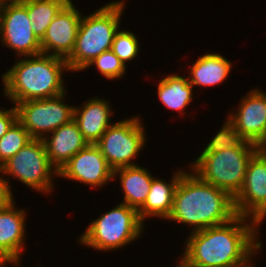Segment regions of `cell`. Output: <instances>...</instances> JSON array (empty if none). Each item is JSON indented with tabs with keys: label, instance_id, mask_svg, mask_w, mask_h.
<instances>
[{
	"label": "cell",
	"instance_id": "obj_6",
	"mask_svg": "<svg viewBox=\"0 0 266 267\" xmlns=\"http://www.w3.org/2000/svg\"><path fill=\"white\" fill-rule=\"evenodd\" d=\"M143 225L137 209L120 203L93 220L78 241L98 251L118 250L139 238Z\"/></svg>",
	"mask_w": 266,
	"mask_h": 267
},
{
	"label": "cell",
	"instance_id": "obj_30",
	"mask_svg": "<svg viewBox=\"0 0 266 267\" xmlns=\"http://www.w3.org/2000/svg\"><path fill=\"white\" fill-rule=\"evenodd\" d=\"M179 264H177V266L174 267H190L182 258L179 260Z\"/></svg>",
	"mask_w": 266,
	"mask_h": 267
},
{
	"label": "cell",
	"instance_id": "obj_25",
	"mask_svg": "<svg viewBox=\"0 0 266 267\" xmlns=\"http://www.w3.org/2000/svg\"><path fill=\"white\" fill-rule=\"evenodd\" d=\"M96 66L98 71L107 79H119L124 76L126 71L125 64L114 54L112 50L102 52L94 60H92L88 66Z\"/></svg>",
	"mask_w": 266,
	"mask_h": 267
},
{
	"label": "cell",
	"instance_id": "obj_14",
	"mask_svg": "<svg viewBox=\"0 0 266 267\" xmlns=\"http://www.w3.org/2000/svg\"><path fill=\"white\" fill-rule=\"evenodd\" d=\"M58 176L89 186L102 187L113 179V169L95 144L78 151L58 172Z\"/></svg>",
	"mask_w": 266,
	"mask_h": 267
},
{
	"label": "cell",
	"instance_id": "obj_11",
	"mask_svg": "<svg viewBox=\"0 0 266 267\" xmlns=\"http://www.w3.org/2000/svg\"><path fill=\"white\" fill-rule=\"evenodd\" d=\"M221 127L229 136L257 145L266 136V93L253 89Z\"/></svg>",
	"mask_w": 266,
	"mask_h": 267
},
{
	"label": "cell",
	"instance_id": "obj_20",
	"mask_svg": "<svg viewBox=\"0 0 266 267\" xmlns=\"http://www.w3.org/2000/svg\"><path fill=\"white\" fill-rule=\"evenodd\" d=\"M232 63L221 54L207 53L192 64L189 83L192 86H214L223 83L231 71Z\"/></svg>",
	"mask_w": 266,
	"mask_h": 267
},
{
	"label": "cell",
	"instance_id": "obj_16",
	"mask_svg": "<svg viewBox=\"0 0 266 267\" xmlns=\"http://www.w3.org/2000/svg\"><path fill=\"white\" fill-rule=\"evenodd\" d=\"M14 200L0 209V255L18 265L25 242V209H16Z\"/></svg>",
	"mask_w": 266,
	"mask_h": 267
},
{
	"label": "cell",
	"instance_id": "obj_29",
	"mask_svg": "<svg viewBox=\"0 0 266 267\" xmlns=\"http://www.w3.org/2000/svg\"><path fill=\"white\" fill-rule=\"evenodd\" d=\"M5 263H12V265H13V263H15V262L11 258L0 255V267L6 266L7 264H5Z\"/></svg>",
	"mask_w": 266,
	"mask_h": 267
},
{
	"label": "cell",
	"instance_id": "obj_13",
	"mask_svg": "<svg viewBox=\"0 0 266 267\" xmlns=\"http://www.w3.org/2000/svg\"><path fill=\"white\" fill-rule=\"evenodd\" d=\"M82 18L70 0L48 26L41 42L43 54L67 59L74 50Z\"/></svg>",
	"mask_w": 266,
	"mask_h": 267
},
{
	"label": "cell",
	"instance_id": "obj_2",
	"mask_svg": "<svg viewBox=\"0 0 266 267\" xmlns=\"http://www.w3.org/2000/svg\"><path fill=\"white\" fill-rule=\"evenodd\" d=\"M233 198L224 190L185 171L177 184L167 219L193 226L192 232L217 226L236 216Z\"/></svg>",
	"mask_w": 266,
	"mask_h": 267
},
{
	"label": "cell",
	"instance_id": "obj_23",
	"mask_svg": "<svg viewBox=\"0 0 266 267\" xmlns=\"http://www.w3.org/2000/svg\"><path fill=\"white\" fill-rule=\"evenodd\" d=\"M33 138L17 120L0 138V167Z\"/></svg>",
	"mask_w": 266,
	"mask_h": 267
},
{
	"label": "cell",
	"instance_id": "obj_9",
	"mask_svg": "<svg viewBox=\"0 0 266 267\" xmlns=\"http://www.w3.org/2000/svg\"><path fill=\"white\" fill-rule=\"evenodd\" d=\"M65 93L53 98L19 102L15 105L18 121L33 139H43L46 134L74 118V106L64 102Z\"/></svg>",
	"mask_w": 266,
	"mask_h": 267
},
{
	"label": "cell",
	"instance_id": "obj_17",
	"mask_svg": "<svg viewBox=\"0 0 266 267\" xmlns=\"http://www.w3.org/2000/svg\"><path fill=\"white\" fill-rule=\"evenodd\" d=\"M109 101L91 98L83 107H74V120L83 138L88 144H95L113 123L110 122L113 111Z\"/></svg>",
	"mask_w": 266,
	"mask_h": 267
},
{
	"label": "cell",
	"instance_id": "obj_21",
	"mask_svg": "<svg viewBox=\"0 0 266 267\" xmlns=\"http://www.w3.org/2000/svg\"><path fill=\"white\" fill-rule=\"evenodd\" d=\"M159 100L171 110L184 111L190 105L193 98V86L189 83L188 77L178 74H171L163 77L158 84ZM183 110V111H182Z\"/></svg>",
	"mask_w": 266,
	"mask_h": 267
},
{
	"label": "cell",
	"instance_id": "obj_8",
	"mask_svg": "<svg viewBox=\"0 0 266 267\" xmlns=\"http://www.w3.org/2000/svg\"><path fill=\"white\" fill-rule=\"evenodd\" d=\"M144 124L135 116L110 125L95 143L109 166L114 170L135 166L133 158L139 154L146 142Z\"/></svg>",
	"mask_w": 266,
	"mask_h": 267
},
{
	"label": "cell",
	"instance_id": "obj_4",
	"mask_svg": "<svg viewBox=\"0 0 266 267\" xmlns=\"http://www.w3.org/2000/svg\"><path fill=\"white\" fill-rule=\"evenodd\" d=\"M68 71L66 59L38 54L24 56L2 75L4 95L16 105L19 102L57 97L63 93V71Z\"/></svg>",
	"mask_w": 266,
	"mask_h": 267
},
{
	"label": "cell",
	"instance_id": "obj_31",
	"mask_svg": "<svg viewBox=\"0 0 266 267\" xmlns=\"http://www.w3.org/2000/svg\"><path fill=\"white\" fill-rule=\"evenodd\" d=\"M5 0H0V8L2 7Z\"/></svg>",
	"mask_w": 266,
	"mask_h": 267
},
{
	"label": "cell",
	"instance_id": "obj_10",
	"mask_svg": "<svg viewBox=\"0 0 266 267\" xmlns=\"http://www.w3.org/2000/svg\"><path fill=\"white\" fill-rule=\"evenodd\" d=\"M28 17L27 0H5L0 8L2 44L15 50L18 57L42 53L41 42L34 34Z\"/></svg>",
	"mask_w": 266,
	"mask_h": 267
},
{
	"label": "cell",
	"instance_id": "obj_3",
	"mask_svg": "<svg viewBox=\"0 0 266 267\" xmlns=\"http://www.w3.org/2000/svg\"><path fill=\"white\" fill-rule=\"evenodd\" d=\"M256 152L257 145L233 138L221 128L192 163L191 169L201 180L234 198L244 183L247 165Z\"/></svg>",
	"mask_w": 266,
	"mask_h": 267
},
{
	"label": "cell",
	"instance_id": "obj_7",
	"mask_svg": "<svg viewBox=\"0 0 266 267\" xmlns=\"http://www.w3.org/2000/svg\"><path fill=\"white\" fill-rule=\"evenodd\" d=\"M0 172L4 176L17 178L41 193H51L54 187L52 176L56 174L58 177V171L50 163L42 139H32L0 167Z\"/></svg>",
	"mask_w": 266,
	"mask_h": 267
},
{
	"label": "cell",
	"instance_id": "obj_18",
	"mask_svg": "<svg viewBox=\"0 0 266 267\" xmlns=\"http://www.w3.org/2000/svg\"><path fill=\"white\" fill-rule=\"evenodd\" d=\"M185 171L183 169L176 171L169 183L162 181V179L153 178L146 201L138 209V215L143 223L146 217L150 216L165 220L169 217L178 181Z\"/></svg>",
	"mask_w": 266,
	"mask_h": 267
},
{
	"label": "cell",
	"instance_id": "obj_15",
	"mask_svg": "<svg viewBox=\"0 0 266 267\" xmlns=\"http://www.w3.org/2000/svg\"><path fill=\"white\" fill-rule=\"evenodd\" d=\"M49 136L51 137L48 138ZM42 140L48 159L58 172L78 151L88 145L74 119L55 129Z\"/></svg>",
	"mask_w": 266,
	"mask_h": 267
},
{
	"label": "cell",
	"instance_id": "obj_24",
	"mask_svg": "<svg viewBox=\"0 0 266 267\" xmlns=\"http://www.w3.org/2000/svg\"><path fill=\"white\" fill-rule=\"evenodd\" d=\"M137 37L130 31L118 30L114 36L111 50L125 64L132 61L139 53Z\"/></svg>",
	"mask_w": 266,
	"mask_h": 267
},
{
	"label": "cell",
	"instance_id": "obj_28",
	"mask_svg": "<svg viewBox=\"0 0 266 267\" xmlns=\"http://www.w3.org/2000/svg\"><path fill=\"white\" fill-rule=\"evenodd\" d=\"M257 151L266 157V136L257 144Z\"/></svg>",
	"mask_w": 266,
	"mask_h": 267
},
{
	"label": "cell",
	"instance_id": "obj_1",
	"mask_svg": "<svg viewBox=\"0 0 266 267\" xmlns=\"http://www.w3.org/2000/svg\"><path fill=\"white\" fill-rule=\"evenodd\" d=\"M259 225L236 215L224 224L191 232L182 259L190 267H250L262 246L257 241Z\"/></svg>",
	"mask_w": 266,
	"mask_h": 267
},
{
	"label": "cell",
	"instance_id": "obj_12",
	"mask_svg": "<svg viewBox=\"0 0 266 267\" xmlns=\"http://www.w3.org/2000/svg\"><path fill=\"white\" fill-rule=\"evenodd\" d=\"M237 215L259 224L266 217V157L258 151L252 156L239 193L233 198Z\"/></svg>",
	"mask_w": 266,
	"mask_h": 267
},
{
	"label": "cell",
	"instance_id": "obj_22",
	"mask_svg": "<svg viewBox=\"0 0 266 267\" xmlns=\"http://www.w3.org/2000/svg\"><path fill=\"white\" fill-rule=\"evenodd\" d=\"M70 0H27L28 17L34 34L41 40L53 19Z\"/></svg>",
	"mask_w": 266,
	"mask_h": 267
},
{
	"label": "cell",
	"instance_id": "obj_5",
	"mask_svg": "<svg viewBox=\"0 0 266 267\" xmlns=\"http://www.w3.org/2000/svg\"><path fill=\"white\" fill-rule=\"evenodd\" d=\"M125 1L110 2L82 16L73 52L66 59L69 71L84 70L102 52L111 50Z\"/></svg>",
	"mask_w": 266,
	"mask_h": 267
},
{
	"label": "cell",
	"instance_id": "obj_26",
	"mask_svg": "<svg viewBox=\"0 0 266 267\" xmlns=\"http://www.w3.org/2000/svg\"><path fill=\"white\" fill-rule=\"evenodd\" d=\"M18 120L16 107L10 110L0 108V138L6 134L10 127Z\"/></svg>",
	"mask_w": 266,
	"mask_h": 267
},
{
	"label": "cell",
	"instance_id": "obj_27",
	"mask_svg": "<svg viewBox=\"0 0 266 267\" xmlns=\"http://www.w3.org/2000/svg\"><path fill=\"white\" fill-rule=\"evenodd\" d=\"M9 181L0 176V209L9 205L13 200L12 185H9ZM11 186V187H10Z\"/></svg>",
	"mask_w": 266,
	"mask_h": 267
},
{
	"label": "cell",
	"instance_id": "obj_19",
	"mask_svg": "<svg viewBox=\"0 0 266 267\" xmlns=\"http://www.w3.org/2000/svg\"><path fill=\"white\" fill-rule=\"evenodd\" d=\"M117 175L124 193L121 203L138 210L146 201L154 177L139 165L118 168L113 171V179Z\"/></svg>",
	"mask_w": 266,
	"mask_h": 267
}]
</instances>
